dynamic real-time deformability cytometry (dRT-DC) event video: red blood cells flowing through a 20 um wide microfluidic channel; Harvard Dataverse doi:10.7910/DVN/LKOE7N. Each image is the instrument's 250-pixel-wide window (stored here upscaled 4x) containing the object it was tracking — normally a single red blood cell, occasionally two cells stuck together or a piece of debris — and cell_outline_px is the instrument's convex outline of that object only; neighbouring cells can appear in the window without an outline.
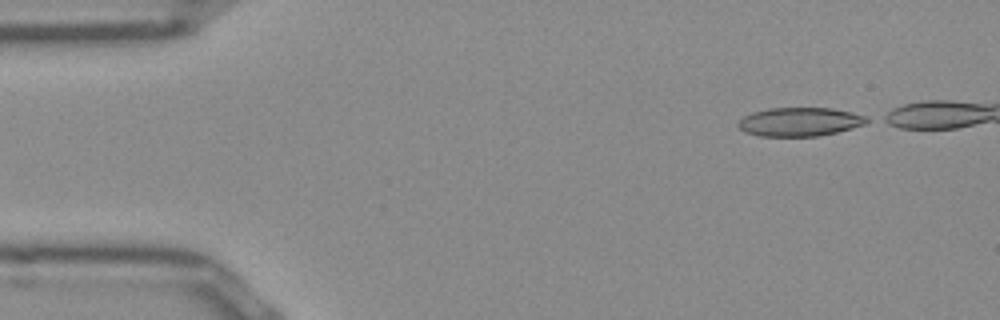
{"species": "Egyptian fruit bat (a non-hibernating species)", "species_latin": "Rousettus aegyptiacus", "temperature_condition": "room temperature", "stored_images_in_passage": 38, "camera_frame_rate_fps": 3000, "um_per_image_px": 0.085, "frame": {"image": 1, "passage_image": 1, "time_ms": 0.0, "image_size_px": [1000, 320], "cell_outline_px": [[872, 120], [864, 124], [852, 128], [820, 136], [760, 136], [744, 132], [736, 124], [744, 116], [752, 112], [768, 108], [832, 108], [868, 116]], "centroid_in_image_um": [67.99, 10.35], "position_along_channel_um": 17.0, "area_um2": 21.62}}
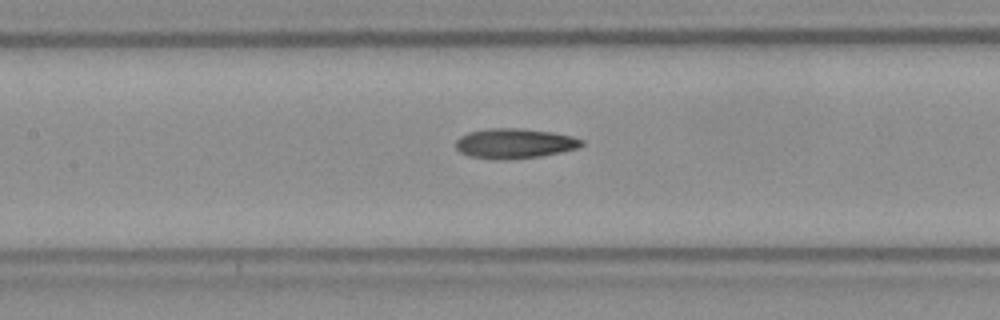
{"frame": {"image": 2, "passage_image": 19, "time_ms": 6.0, "image_size_px": [1000, 320], "cell_outline_px": [[584, 144], [576, 148], [560, 152], [540, 156], [468, 156], [460, 152], [456, 148], [456, 140], [460, 136], [468, 132], [488, 128], [520, 128], [552, 132], [572, 136], [584, 140]], "centroid_in_image_um": [43.76, 12.12], "position_along_channel_um": 163.6, "area_um2": 20.92}}
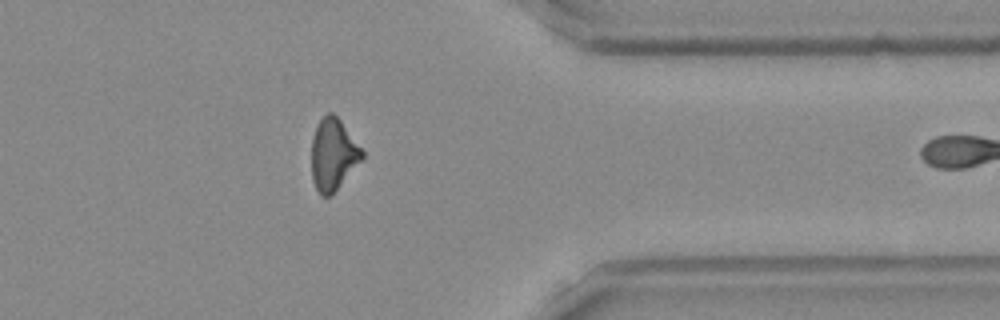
{"frame": {"image": 3, "passage_image": 37, "time_ms": 12.0, "image_size_px": [1000, 320], "cell_outline_px": [[364, 156], [336, 188], [328, 196], [320, 196], [312, 180], [312, 136], [320, 120], [328, 112], [332, 112], [340, 120], [364, 152]], "centroid_in_image_um": [28.29, 13.1], "position_along_channel_um": 383.1, "area_um2": 20.46}}